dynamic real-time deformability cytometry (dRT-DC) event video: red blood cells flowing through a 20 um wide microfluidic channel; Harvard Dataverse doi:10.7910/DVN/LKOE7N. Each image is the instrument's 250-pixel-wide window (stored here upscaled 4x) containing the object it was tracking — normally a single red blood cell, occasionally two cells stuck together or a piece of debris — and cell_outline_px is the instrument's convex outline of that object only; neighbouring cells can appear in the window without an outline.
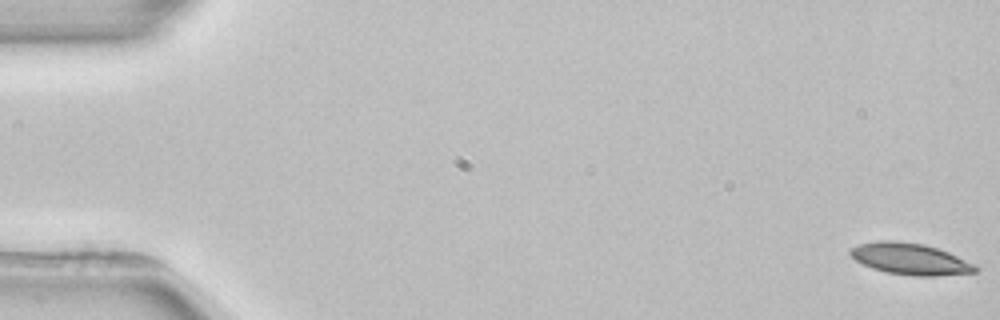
{"species": "common noctule bat (a hibernating species)", "species_latin": "Nyctalus noctula", "temperature_condition": "room temperature", "stored_images_in_passage": 6, "camera_frame_rate_fps": 3000, "um_per_image_px": 0.085, "animal": {"sex": "female", "body_mass_g": 22.7, "forearm_length_mm": 54.2}, "frame": {"image": 1, "passage_image": 1, "time_ms": 0.0, "image_size_px": [1000, 320], "cell_outline_px": [[980, 268], [976, 272], [936, 276], [912, 276], [884, 272], [872, 268], [856, 260], [848, 252], [852, 248], [860, 244], [876, 240], [892, 240], [924, 244], [948, 252], [976, 264]], "centroid_in_image_um": [77.39, 22.01], "position_along_channel_um": 7.6, "area_um2": 23.0}}
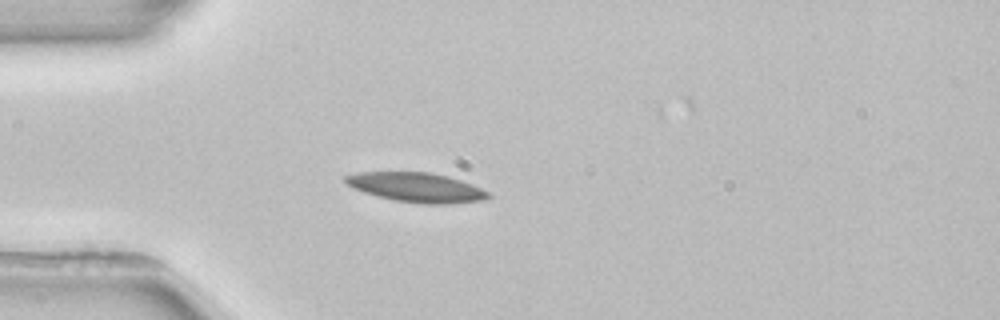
{"frame": {"image": 2, "passage_image": 5, "time_ms": 4.667, "image_size_px": [1000, 320], "cell_outline_px": [[492, 196], [484, 200], [452, 204], [424, 204], [396, 200], [364, 192], [352, 188], [344, 180], [344, 176], [356, 172], [428, 172], [448, 176], [472, 184], [488, 192]], "centroid_in_image_um": [35.42, 15.93], "position_along_channel_um": 49.6, "area_um2": 24.45}}